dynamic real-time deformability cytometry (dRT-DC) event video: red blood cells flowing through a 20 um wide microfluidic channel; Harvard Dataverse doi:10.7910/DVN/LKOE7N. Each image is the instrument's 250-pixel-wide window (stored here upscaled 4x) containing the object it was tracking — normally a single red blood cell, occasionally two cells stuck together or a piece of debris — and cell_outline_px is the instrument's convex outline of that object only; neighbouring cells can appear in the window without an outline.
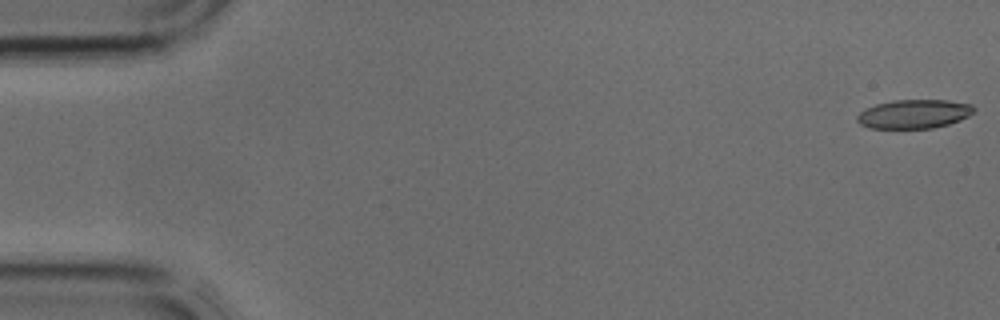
{"species": "common noctule bat (a hibernating species)", "species_latin": "Nyctalus noctula", "temperature_condition": "cold", "stored_images_in_passage": 4, "camera_frame_rate_fps": 3000, "um_per_image_px": 0.085, "animal": {"sex": "male", "body_mass_g": 17.9, "forearm_length_mm": 54.2}, "frame": {"image": 1, "passage_image": 1, "time_ms": 0.0, "image_size_px": [1000, 320], "cell_outline_px": [[976, 112], [960, 120], [948, 124], [932, 128], [872, 128], [860, 124], [856, 120], [856, 116], [864, 108], [876, 104], [892, 100], [948, 100], [972, 104], [976, 108]], "centroid_in_image_um": [77.71, 9.68], "position_along_channel_um": 7.3, "area_um2": 19.83}}